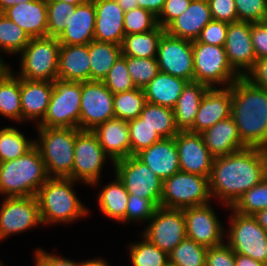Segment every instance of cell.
<instances>
[{
  "instance_id": "7dc6e473",
  "label": "cell",
  "mask_w": 267,
  "mask_h": 266,
  "mask_svg": "<svg viewBox=\"0 0 267 266\" xmlns=\"http://www.w3.org/2000/svg\"><path fill=\"white\" fill-rule=\"evenodd\" d=\"M102 82L113 94L130 91L136 88L128 72L127 61L122 55L111 67Z\"/></svg>"
},
{
  "instance_id": "8fae6325",
  "label": "cell",
  "mask_w": 267,
  "mask_h": 266,
  "mask_svg": "<svg viewBox=\"0 0 267 266\" xmlns=\"http://www.w3.org/2000/svg\"><path fill=\"white\" fill-rule=\"evenodd\" d=\"M115 176L130 195L147 198L156 207L161 206L163 181L135 155L113 163Z\"/></svg>"
},
{
  "instance_id": "db71d44e",
  "label": "cell",
  "mask_w": 267,
  "mask_h": 266,
  "mask_svg": "<svg viewBox=\"0 0 267 266\" xmlns=\"http://www.w3.org/2000/svg\"><path fill=\"white\" fill-rule=\"evenodd\" d=\"M190 3L187 0H165L163 9L157 16L159 26L165 29L175 18L187 10Z\"/></svg>"
},
{
  "instance_id": "74e56055",
  "label": "cell",
  "mask_w": 267,
  "mask_h": 266,
  "mask_svg": "<svg viewBox=\"0 0 267 266\" xmlns=\"http://www.w3.org/2000/svg\"><path fill=\"white\" fill-rule=\"evenodd\" d=\"M207 247L184 238L169 254V266H206Z\"/></svg>"
},
{
  "instance_id": "4fadbf2b",
  "label": "cell",
  "mask_w": 267,
  "mask_h": 266,
  "mask_svg": "<svg viewBox=\"0 0 267 266\" xmlns=\"http://www.w3.org/2000/svg\"><path fill=\"white\" fill-rule=\"evenodd\" d=\"M148 222L142 237L167 254L187 237L183 209L158 206Z\"/></svg>"
},
{
  "instance_id": "ee69618b",
  "label": "cell",
  "mask_w": 267,
  "mask_h": 266,
  "mask_svg": "<svg viewBox=\"0 0 267 266\" xmlns=\"http://www.w3.org/2000/svg\"><path fill=\"white\" fill-rule=\"evenodd\" d=\"M127 69L136 88L143 89L158 73L157 58H136L123 56Z\"/></svg>"
},
{
  "instance_id": "11a10c76",
  "label": "cell",
  "mask_w": 267,
  "mask_h": 266,
  "mask_svg": "<svg viewBox=\"0 0 267 266\" xmlns=\"http://www.w3.org/2000/svg\"><path fill=\"white\" fill-rule=\"evenodd\" d=\"M251 40L256 59L267 57V21L251 23Z\"/></svg>"
},
{
  "instance_id": "1f68e13d",
  "label": "cell",
  "mask_w": 267,
  "mask_h": 266,
  "mask_svg": "<svg viewBox=\"0 0 267 266\" xmlns=\"http://www.w3.org/2000/svg\"><path fill=\"white\" fill-rule=\"evenodd\" d=\"M129 193L123 183L115 177L114 182L105 185L98 195L101 212L110 219L126 222V210Z\"/></svg>"
},
{
  "instance_id": "d6986e66",
  "label": "cell",
  "mask_w": 267,
  "mask_h": 266,
  "mask_svg": "<svg viewBox=\"0 0 267 266\" xmlns=\"http://www.w3.org/2000/svg\"><path fill=\"white\" fill-rule=\"evenodd\" d=\"M224 49L232 68L240 76H245L254 67L256 61L251 40V22L228 23ZM242 68L245 70L241 71Z\"/></svg>"
},
{
  "instance_id": "8992f818",
  "label": "cell",
  "mask_w": 267,
  "mask_h": 266,
  "mask_svg": "<svg viewBox=\"0 0 267 266\" xmlns=\"http://www.w3.org/2000/svg\"><path fill=\"white\" fill-rule=\"evenodd\" d=\"M60 46L57 37L31 38L20 53L21 71L17 76L30 81L57 79Z\"/></svg>"
},
{
  "instance_id": "ab89813d",
  "label": "cell",
  "mask_w": 267,
  "mask_h": 266,
  "mask_svg": "<svg viewBox=\"0 0 267 266\" xmlns=\"http://www.w3.org/2000/svg\"><path fill=\"white\" fill-rule=\"evenodd\" d=\"M30 36L15 22L0 13V50L9 54L21 53L29 44Z\"/></svg>"
},
{
  "instance_id": "681fc988",
  "label": "cell",
  "mask_w": 267,
  "mask_h": 266,
  "mask_svg": "<svg viewBox=\"0 0 267 266\" xmlns=\"http://www.w3.org/2000/svg\"><path fill=\"white\" fill-rule=\"evenodd\" d=\"M157 207L147 198L129 194L126 222L149 221Z\"/></svg>"
},
{
  "instance_id": "7bdbcfd3",
  "label": "cell",
  "mask_w": 267,
  "mask_h": 266,
  "mask_svg": "<svg viewBox=\"0 0 267 266\" xmlns=\"http://www.w3.org/2000/svg\"><path fill=\"white\" fill-rule=\"evenodd\" d=\"M229 209L246 215H255L258 211L267 209V176L261 183L246 191Z\"/></svg>"
},
{
  "instance_id": "3957f363",
  "label": "cell",
  "mask_w": 267,
  "mask_h": 266,
  "mask_svg": "<svg viewBox=\"0 0 267 266\" xmlns=\"http://www.w3.org/2000/svg\"><path fill=\"white\" fill-rule=\"evenodd\" d=\"M48 179L35 145L21 157L0 163V194L6 197L36 196Z\"/></svg>"
},
{
  "instance_id": "d6a6232c",
  "label": "cell",
  "mask_w": 267,
  "mask_h": 266,
  "mask_svg": "<svg viewBox=\"0 0 267 266\" xmlns=\"http://www.w3.org/2000/svg\"><path fill=\"white\" fill-rule=\"evenodd\" d=\"M121 55V45L95 40L90 42V81H103Z\"/></svg>"
},
{
  "instance_id": "6125c7cd",
  "label": "cell",
  "mask_w": 267,
  "mask_h": 266,
  "mask_svg": "<svg viewBox=\"0 0 267 266\" xmlns=\"http://www.w3.org/2000/svg\"><path fill=\"white\" fill-rule=\"evenodd\" d=\"M33 0H0V13H3L8 8L22 2H30Z\"/></svg>"
},
{
  "instance_id": "4316f807",
  "label": "cell",
  "mask_w": 267,
  "mask_h": 266,
  "mask_svg": "<svg viewBox=\"0 0 267 266\" xmlns=\"http://www.w3.org/2000/svg\"><path fill=\"white\" fill-rule=\"evenodd\" d=\"M53 92L50 81H30L20 78L22 121L43 120Z\"/></svg>"
},
{
  "instance_id": "03108f58",
  "label": "cell",
  "mask_w": 267,
  "mask_h": 266,
  "mask_svg": "<svg viewBox=\"0 0 267 266\" xmlns=\"http://www.w3.org/2000/svg\"><path fill=\"white\" fill-rule=\"evenodd\" d=\"M11 71V67H8L0 57V81Z\"/></svg>"
},
{
  "instance_id": "4dcf8cb0",
  "label": "cell",
  "mask_w": 267,
  "mask_h": 266,
  "mask_svg": "<svg viewBox=\"0 0 267 266\" xmlns=\"http://www.w3.org/2000/svg\"><path fill=\"white\" fill-rule=\"evenodd\" d=\"M209 87L199 82H188L173 108L179 131H188L194 124L203 95Z\"/></svg>"
},
{
  "instance_id": "e0dca14e",
  "label": "cell",
  "mask_w": 267,
  "mask_h": 266,
  "mask_svg": "<svg viewBox=\"0 0 267 266\" xmlns=\"http://www.w3.org/2000/svg\"><path fill=\"white\" fill-rule=\"evenodd\" d=\"M209 204L183 209L187 238L207 248L224 243L223 227Z\"/></svg>"
},
{
  "instance_id": "c3c4849f",
  "label": "cell",
  "mask_w": 267,
  "mask_h": 266,
  "mask_svg": "<svg viewBox=\"0 0 267 266\" xmlns=\"http://www.w3.org/2000/svg\"><path fill=\"white\" fill-rule=\"evenodd\" d=\"M238 21L265 22L267 21V0H234Z\"/></svg>"
},
{
  "instance_id": "8d00e7d4",
  "label": "cell",
  "mask_w": 267,
  "mask_h": 266,
  "mask_svg": "<svg viewBox=\"0 0 267 266\" xmlns=\"http://www.w3.org/2000/svg\"><path fill=\"white\" fill-rule=\"evenodd\" d=\"M35 145V141L26 139L23 133L14 127L0 130V162L14 160Z\"/></svg>"
},
{
  "instance_id": "bcb514c9",
  "label": "cell",
  "mask_w": 267,
  "mask_h": 266,
  "mask_svg": "<svg viewBox=\"0 0 267 266\" xmlns=\"http://www.w3.org/2000/svg\"><path fill=\"white\" fill-rule=\"evenodd\" d=\"M159 26L157 16L143 8H135L124 14L125 35L150 32Z\"/></svg>"
},
{
  "instance_id": "cb8c5ba5",
  "label": "cell",
  "mask_w": 267,
  "mask_h": 266,
  "mask_svg": "<svg viewBox=\"0 0 267 266\" xmlns=\"http://www.w3.org/2000/svg\"><path fill=\"white\" fill-rule=\"evenodd\" d=\"M213 20L207 0H197L190 3L187 10L175 18L165 32L175 38L196 40L201 30Z\"/></svg>"
},
{
  "instance_id": "be15d7a7",
  "label": "cell",
  "mask_w": 267,
  "mask_h": 266,
  "mask_svg": "<svg viewBox=\"0 0 267 266\" xmlns=\"http://www.w3.org/2000/svg\"><path fill=\"white\" fill-rule=\"evenodd\" d=\"M254 216L258 223L267 231V209L258 211Z\"/></svg>"
},
{
  "instance_id": "f546056e",
  "label": "cell",
  "mask_w": 267,
  "mask_h": 266,
  "mask_svg": "<svg viewBox=\"0 0 267 266\" xmlns=\"http://www.w3.org/2000/svg\"><path fill=\"white\" fill-rule=\"evenodd\" d=\"M188 81L159 72L144 88L145 99L149 103L174 108Z\"/></svg>"
},
{
  "instance_id": "7a4b0ae2",
  "label": "cell",
  "mask_w": 267,
  "mask_h": 266,
  "mask_svg": "<svg viewBox=\"0 0 267 266\" xmlns=\"http://www.w3.org/2000/svg\"><path fill=\"white\" fill-rule=\"evenodd\" d=\"M233 118L243 145L267 150V90L244 76L230 86Z\"/></svg>"
},
{
  "instance_id": "83f0119b",
  "label": "cell",
  "mask_w": 267,
  "mask_h": 266,
  "mask_svg": "<svg viewBox=\"0 0 267 266\" xmlns=\"http://www.w3.org/2000/svg\"><path fill=\"white\" fill-rule=\"evenodd\" d=\"M57 78L66 81H90L89 44L61 45Z\"/></svg>"
},
{
  "instance_id": "680465c9",
  "label": "cell",
  "mask_w": 267,
  "mask_h": 266,
  "mask_svg": "<svg viewBox=\"0 0 267 266\" xmlns=\"http://www.w3.org/2000/svg\"><path fill=\"white\" fill-rule=\"evenodd\" d=\"M137 2L139 8L147 9L158 16L163 9L165 0H137Z\"/></svg>"
},
{
  "instance_id": "ac0fdd59",
  "label": "cell",
  "mask_w": 267,
  "mask_h": 266,
  "mask_svg": "<svg viewBox=\"0 0 267 266\" xmlns=\"http://www.w3.org/2000/svg\"><path fill=\"white\" fill-rule=\"evenodd\" d=\"M174 138L180 171L209 177L214 157L205 146L202 134L179 131Z\"/></svg>"
},
{
  "instance_id": "5b68a950",
  "label": "cell",
  "mask_w": 267,
  "mask_h": 266,
  "mask_svg": "<svg viewBox=\"0 0 267 266\" xmlns=\"http://www.w3.org/2000/svg\"><path fill=\"white\" fill-rule=\"evenodd\" d=\"M35 141L49 178H69L74 163V148L79 128L37 127ZM52 173V174H51Z\"/></svg>"
},
{
  "instance_id": "30bf717a",
  "label": "cell",
  "mask_w": 267,
  "mask_h": 266,
  "mask_svg": "<svg viewBox=\"0 0 267 266\" xmlns=\"http://www.w3.org/2000/svg\"><path fill=\"white\" fill-rule=\"evenodd\" d=\"M232 211L227 244L235 254L249 256L267 265V231L254 215Z\"/></svg>"
},
{
  "instance_id": "f1b7e54d",
  "label": "cell",
  "mask_w": 267,
  "mask_h": 266,
  "mask_svg": "<svg viewBox=\"0 0 267 266\" xmlns=\"http://www.w3.org/2000/svg\"><path fill=\"white\" fill-rule=\"evenodd\" d=\"M201 134L205 146L214 158L226 156L246 148L239 137L237 126L231 116L219 121Z\"/></svg>"
},
{
  "instance_id": "ba28073f",
  "label": "cell",
  "mask_w": 267,
  "mask_h": 266,
  "mask_svg": "<svg viewBox=\"0 0 267 266\" xmlns=\"http://www.w3.org/2000/svg\"><path fill=\"white\" fill-rule=\"evenodd\" d=\"M47 112L37 127L79 128L81 82L54 79Z\"/></svg>"
},
{
  "instance_id": "d590c367",
  "label": "cell",
  "mask_w": 267,
  "mask_h": 266,
  "mask_svg": "<svg viewBox=\"0 0 267 266\" xmlns=\"http://www.w3.org/2000/svg\"><path fill=\"white\" fill-rule=\"evenodd\" d=\"M139 117L156 130L162 138H172L179 132L172 108L146 101Z\"/></svg>"
},
{
  "instance_id": "44dd1931",
  "label": "cell",
  "mask_w": 267,
  "mask_h": 266,
  "mask_svg": "<svg viewBox=\"0 0 267 266\" xmlns=\"http://www.w3.org/2000/svg\"><path fill=\"white\" fill-rule=\"evenodd\" d=\"M96 10L94 40L121 45L125 12L115 0H93Z\"/></svg>"
},
{
  "instance_id": "9c48e42d",
  "label": "cell",
  "mask_w": 267,
  "mask_h": 266,
  "mask_svg": "<svg viewBox=\"0 0 267 266\" xmlns=\"http://www.w3.org/2000/svg\"><path fill=\"white\" fill-rule=\"evenodd\" d=\"M194 82L209 88L222 84L229 87L241 76L230 65L224 46L192 42Z\"/></svg>"
},
{
  "instance_id": "2e32d148",
  "label": "cell",
  "mask_w": 267,
  "mask_h": 266,
  "mask_svg": "<svg viewBox=\"0 0 267 266\" xmlns=\"http://www.w3.org/2000/svg\"><path fill=\"white\" fill-rule=\"evenodd\" d=\"M0 206V239L41 224L36 196L5 197Z\"/></svg>"
},
{
  "instance_id": "e7e4bbea",
  "label": "cell",
  "mask_w": 267,
  "mask_h": 266,
  "mask_svg": "<svg viewBox=\"0 0 267 266\" xmlns=\"http://www.w3.org/2000/svg\"><path fill=\"white\" fill-rule=\"evenodd\" d=\"M81 266H110L105 260L95 258L81 262Z\"/></svg>"
},
{
  "instance_id": "f5cc1de1",
  "label": "cell",
  "mask_w": 267,
  "mask_h": 266,
  "mask_svg": "<svg viewBox=\"0 0 267 266\" xmlns=\"http://www.w3.org/2000/svg\"><path fill=\"white\" fill-rule=\"evenodd\" d=\"M206 266H236L235 253L227 243L207 248Z\"/></svg>"
},
{
  "instance_id": "603a6c76",
  "label": "cell",
  "mask_w": 267,
  "mask_h": 266,
  "mask_svg": "<svg viewBox=\"0 0 267 266\" xmlns=\"http://www.w3.org/2000/svg\"><path fill=\"white\" fill-rule=\"evenodd\" d=\"M3 14L20 26L30 38L47 36V0L22 2L8 8Z\"/></svg>"
},
{
  "instance_id": "52a82bcc",
  "label": "cell",
  "mask_w": 267,
  "mask_h": 266,
  "mask_svg": "<svg viewBox=\"0 0 267 266\" xmlns=\"http://www.w3.org/2000/svg\"><path fill=\"white\" fill-rule=\"evenodd\" d=\"M209 177L178 171L163 180L161 206L184 209L210 203Z\"/></svg>"
},
{
  "instance_id": "b9f144b4",
  "label": "cell",
  "mask_w": 267,
  "mask_h": 266,
  "mask_svg": "<svg viewBox=\"0 0 267 266\" xmlns=\"http://www.w3.org/2000/svg\"><path fill=\"white\" fill-rule=\"evenodd\" d=\"M131 155H136L140 151L149 148L152 144L162 140L163 138L156 130H153L139 116L136 119L127 121Z\"/></svg>"
},
{
  "instance_id": "7402d4cb",
  "label": "cell",
  "mask_w": 267,
  "mask_h": 266,
  "mask_svg": "<svg viewBox=\"0 0 267 266\" xmlns=\"http://www.w3.org/2000/svg\"><path fill=\"white\" fill-rule=\"evenodd\" d=\"M162 181L180 171L175 138H163L135 155Z\"/></svg>"
},
{
  "instance_id": "277c9868",
  "label": "cell",
  "mask_w": 267,
  "mask_h": 266,
  "mask_svg": "<svg viewBox=\"0 0 267 266\" xmlns=\"http://www.w3.org/2000/svg\"><path fill=\"white\" fill-rule=\"evenodd\" d=\"M73 183L70 178H49L41 186L36 197L43 225L69 223L87 215L89 211L76 196Z\"/></svg>"
},
{
  "instance_id": "5bb4252c",
  "label": "cell",
  "mask_w": 267,
  "mask_h": 266,
  "mask_svg": "<svg viewBox=\"0 0 267 266\" xmlns=\"http://www.w3.org/2000/svg\"><path fill=\"white\" fill-rule=\"evenodd\" d=\"M114 94L102 81L81 82V108L79 129L93 130L114 118Z\"/></svg>"
},
{
  "instance_id": "91938a15",
  "label": "cell",
  "mask_w": 267,
  "mask_h": 266,
  "mask_svg": "<svg viewBox=\"0 0 267 266\" xmlns=\"http://www.w3.org/2000/svg\"><path fill=\"white\" fill-rule=\"evenodd\" d=\"M236 266H267L266 264L250 258L249 256L235 254Z\"/></svg>"
},
{
  "instance_id": "003e7915",
  "label": "cell",
  "mask_w": 267,
  "mask_h": 266,
  "mask_svg": "<svg viewBox=\"0 0 267 266\" xmlns=\"http://www.w3.org/2000/svg\"><path fill=\"white\" fill-rule=\"evenodd\" d=\"M47 1H60V2H66L71 5L77 6L86 3L89 0H47Z\"/></svg>"
},
{
  "instance_id": "f6af8a7d",
  "label": "cell",
  "mask_w": 267,
  "mask_h": 266,
  "mask_svg": "<svg viewBox=\"0 0 267 266\" xmlns=\"http://www.w3.org/2000/svg\"><path fill=\"white\" fill-rule=\"evenodd\" d=\"M74 5L60 1H47V36L58 37L68 25L75 11Z\"/></svg>"
},
{
  "instance_id": "e575fe53",
  "label": "cell",
  "mask_w": 267,
  "mask_h": 266,
  "mask_svg": "<svg viewBox=\"0 0 267 266\" xmlns=\"http://www.w3.org/2000/svg\"><path fill=\"white\" fill-rule=\"evenodd\" d=\"M20 99V77L10 71L0 81V114L16 122L22 121Z\"/></svg>"
},
{
  "instance_id": "484cf974",
  "label": "cell",
  "mask_w": 267,
  "mask_h": 266,
  "mask_svg": "<svg viewBox=\"0 0 267 266\" xmlns=\"http://www.w3.org/2000/svg\"><path fill=\"white\" fill-rule=\"evenodd\" d=\"M96 10L93 0L75 7L71 19L57 37L61 45H87L94 40Z\"/></svg>"
},
{
  "instance_id": "d4e9b609",
  "label": "cell",
  "mask_w": 267,
  "mask_h": 266,
  "mask_svg": "<svg viewBox=\"0 0 267 266\" xmlns=\"http://www.w3.org/2000/svg\"><path fill=\"white\" fill-rule=\"evenodd\" d=\"M101 147L114 163L131 156L129 130L126 120L111 118L92 130Z\"/></svg>"
},
{
  "instance_id": "836d02e7",
  "label": "cell",
  "mask_w": 267,
  "mask_h": 266,
  "mask_svg": "<svg viewBox=\"0 0 267 266\" xmlns=\"http://www.w3.org/2000/svg\"><path fill=\"white\" fill-rule=\"evenodd\" d=\"M164 33L165 29L158 26L150 32L125 35L121 44L122 56L157 57L158 44Z\"/></svg>"
},
{
  "instance_id": "7c38bea8",
  "label": "cell",
  "mask_w": 267,
  "mask_h": 266,
  "mask_svg": "<svg viewBox=\"0 0 267 266\" xmlns=\"http://www.w3.org/2000/svg\"><path fill=\"white\" fill-rule=\"evenodd\" d=\"M72 175L75 181L96 185L100 178L102 166L109 156L99 143L92 130H80L76 135Z\"/></svg>"
},
{
  "instance_id": "6f0895ef",
  "label": "cell",
  "mask_w": 267,
  "mask_h": 266,
  "mask_svg": "<svg viewBox=\"0 0 267 266\" xmlns=\"http://www.w3.org/2000/svg\"><path fill=\"white\" fill-rule=\"evenodd\" d=\"M35 266H81V262H73L67 258L57 257V255L48 254L41 248L35 251Z\"/></svg>"
},
{
  "instance_id": "f35d334b",
  "label": "cell",
  "mask_w": 267,
  "mask_h": 266,
  "mask_svg": "<svg viewBox=\"0 0 267 266\" xmlns=\"http://www.w3.org/2000/svg\"><path fill=\"white\" fill-rule=\"evenodd\" d=\"M146 103L143 89L134 88L130 91L114 94L113 110L116 118L122 120L136 119Z\"/></svg>"
},
{
  "instance_id": "60d3db41",
  "label": "cell",
  "mask_w": 267,
  "mask_h": 266,
  "mask_svg": "<svg viewBox=\"0 0 267 266\" xmlns=\"http://www.w3.org/2000/svg\"><path fill=\"white\" fill-rule=\"evenodd\" d=\"M133 266H169V256L143 237L141 242L129 246Z\"/></svg>"
},
{
  "instance_id": "816d5d0a",
  "label": "cell",
  "mask_w": 267,
  "mask_h": 266,
  "mask_svg": "<svg viewBox=\"0 0 267 266\" xmlns=\"http://www.w3.org/2000/svg\"><path fill=\"white\" fill-rule=\"evenodd\" d=\"M213 20L227 23L238 22L234 0H207Z\"/></svg>"
},
{
  "instance_id": "9f6ffc18",
  "label": "cell",
  "mask_w": 267,
  "mask_h": 266,
  "mask_svg": "<svg viewBox=\"0 0 267 266\" xmlns=\"http://www.w3.org/2000/svg\"><path fill=\"white\" fill-rule=\"evenodd\" d=\"M244 77L253 85L267 90V57L256 59L254 67Z\"/></svg>"
},
{
  "instance_id": "9a60e30c",
  "label": "cell",
  "mask_w": 267,
  "mask_h": 266,
  "mask_svg": "<svg viewBox=\"0 0 267 266\" xmlns=\"http://www.w3.org/2000/svg\"><path fill=\"white\" fill-rule=\"evenodd\" d=\"M159 72L194 81L192 41L175 38L166 32L160 38L157 50Z\"/></svg>"
},
{
  "instance_id": "f907efd6",
  "label": "cell",
  "mask_w": 267,
  "mask_h": 266,
  "mask_svg": "<svg viewBox=\"0 0 267 266\" xmlns=\"http://www.w3.org/2000/svg\"><path fill=\"white\" fill-rule=\"evenodd\" d=\"M228 23L211 20L202 30L199 37L192 42H202L209 45L224 46Z\"/></svg>"
},
{
  "instance_id": "6da1fadb",
  "label": "cell",
  "mask_w": 267,
  "mask_h": 266,
  "mask_svg": "<svg viewBox=\"0 0 267 266\" xmlns=\"http://www.w3.org/2000/svg\"><path fill=\"white\" fill-rule=\"evenodd\" d=\"M267 176V150L245 148L215 157L209 176L211 197H219L223 204L232 207L249 189Z\"/></svg>"
},
{
  "instance_id": "94428289",
  "label": "cell",
  "mask_w": 267,
  "mask_h": 266,
  "mask_svg": "<svg viewBox=\"0 0 267 266\" xmlns=\"http://www.w3.org/2000/svg\"><path fill=\"white\" fill-rule=\"evenodd\" d=\"M124 12L138 8L137 0H115Z\"/></svg>"
},
{
  "instance_id": "ffe728a7",
  "label": "cell",
  "mask_w": 267,
  "mask_h": 266,
  "mask_svg": "<svg viewBox=\"0 0 267 266\" xmlns=\"http://www.w3.org/2000/svg\"><path fill=\"white\" fill-rule=\"evenodd\" d=\"M231 88H208L203 95L193 126L188 130L202 133L231 116Z\"/></svg>"
}]
</instances>
